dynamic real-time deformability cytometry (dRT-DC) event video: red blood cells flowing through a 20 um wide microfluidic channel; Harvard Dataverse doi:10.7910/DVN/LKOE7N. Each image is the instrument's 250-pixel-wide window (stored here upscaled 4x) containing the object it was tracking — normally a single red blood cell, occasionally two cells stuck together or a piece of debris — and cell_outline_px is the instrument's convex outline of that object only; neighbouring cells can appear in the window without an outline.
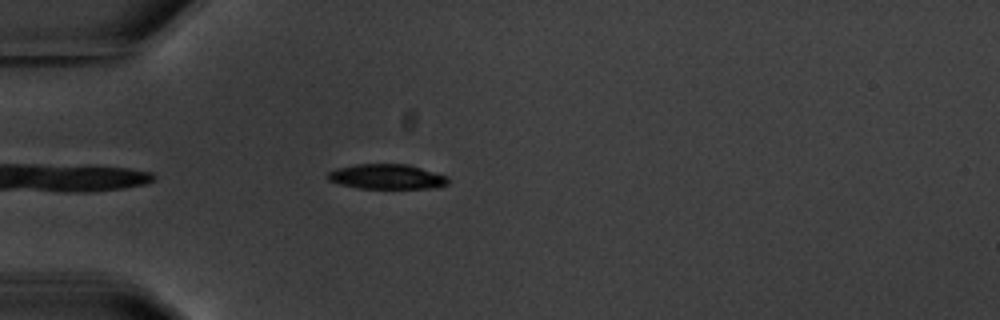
{"species": "common noctule bat (a hibernating species)", "species_latin": "Nyctalus noctula", "temperature_condition": "warm", "stored_images_in_passage": 6, "camera_frame_rate_fps": 3000, "um_per_image_px": 0.085, "animal": {"sex": "male", "body_mass_g": 20.1, "forearm_length_mm": 53.5}, "frame": {"image": 1, "passage_image": 5, "time_ms": 5.667, "image_size_px": [1000, 320], "cell_outline_px": [[448, 184], [436, 188], [360, 188], [340, 184], [328, 180], [324, 176], [328, 172], [336, 168], [356, 164], [408, 164], [448, 176]], "centroid_in_image_um": [32.86, 15.01], "position_along_channel_um": 52.1, "area_um2": 17.57}}